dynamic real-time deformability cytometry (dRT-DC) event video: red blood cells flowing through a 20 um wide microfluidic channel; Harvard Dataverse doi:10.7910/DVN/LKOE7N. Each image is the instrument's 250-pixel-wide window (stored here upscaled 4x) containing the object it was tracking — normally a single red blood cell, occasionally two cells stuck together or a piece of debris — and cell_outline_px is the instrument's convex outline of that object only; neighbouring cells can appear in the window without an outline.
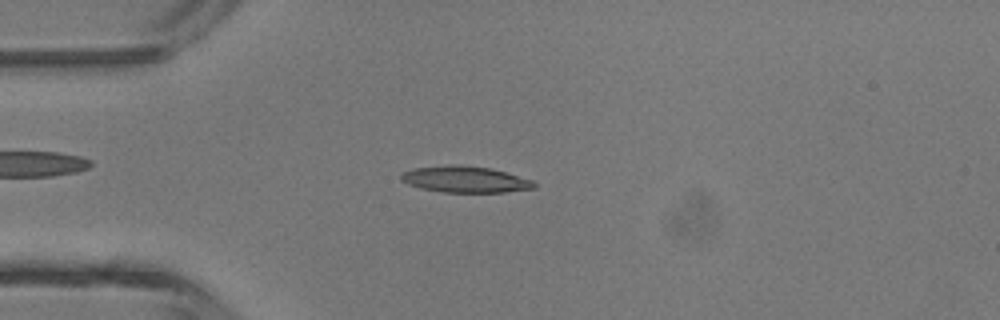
{"species": "common noctule bat (a hibernating species)", "species_latin": "Nyctalus noctula", "temperature_condition": "room temperature", "stored_images_in_passage": 4, "camera_frame_rate_fps": 3000, "um_per_image_px": 0.085, "animal": {"sex": "male", "body_mass_g": 13.3}, "frame": {"image": 1, "passage_image": 4, "time_ms": 4.333, "image_size_px": [1000, 320], "cell_outline_px": [[536, 188], [504, 192], [444, 192], [420, 188], [408, 184], [400, 180], [400, 176], [404, 172], [412, 168], [452, 164], [456, 164], [492, 168], [532, 180], [536, 184]], "centroid_in_image_um": [39.52, 15.24], "position_along_channel_um": 45.5, "area_um2": 20.46}}